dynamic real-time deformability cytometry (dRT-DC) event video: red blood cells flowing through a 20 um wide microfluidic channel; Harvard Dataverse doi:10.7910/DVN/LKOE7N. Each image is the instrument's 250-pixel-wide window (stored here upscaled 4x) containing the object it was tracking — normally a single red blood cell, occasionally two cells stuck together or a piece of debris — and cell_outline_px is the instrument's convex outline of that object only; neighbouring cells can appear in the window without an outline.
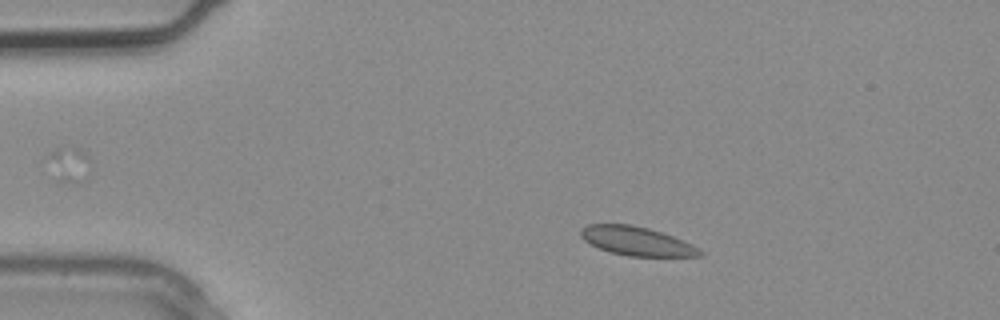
{"species": "common noctule bat (a hibernating species)", "species_latin": "Nyctalus noctula", "temperature_condition": "warm", "stored_images_in_passage": 3, "camera_frame_rate_fps": 3000, "um_per_image_px": 0.085, "animal": {"sex": "male", "body_mass_g": 20.4}, "frame": {"image": 1, "passage_image": 2, "time_ms": 0.333, "image_size_px": [1000, 320], "cell_outline_px": [[704, 252], [700, 256], [628, 256], [612, 252], [600, 248], [584, 240], [580, 236], [580, 228], [588, 224], [628, 224], [648, 228], [672, 236], [692, 244]], "centroid_in_image_um": [54.1, 20.49], "position_along_channel_um": 30.9, "area_um2": 19.77}}